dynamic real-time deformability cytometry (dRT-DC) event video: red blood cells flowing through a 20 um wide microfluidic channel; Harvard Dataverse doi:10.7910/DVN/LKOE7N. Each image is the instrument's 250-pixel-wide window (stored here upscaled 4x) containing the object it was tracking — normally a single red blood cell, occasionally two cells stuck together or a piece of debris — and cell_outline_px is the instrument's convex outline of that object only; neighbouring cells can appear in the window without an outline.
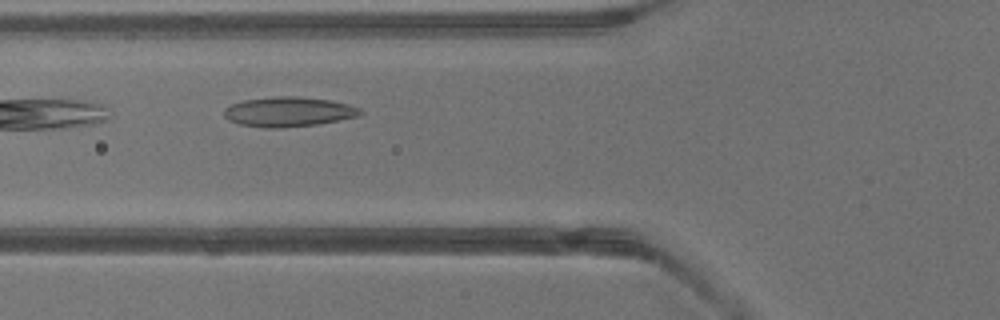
{"species": "common noctule bat (a hibernating species)", "species_latin": "Nyctalus noctula", "temperature_condition": "warm", "stored_images_in_passage": 4, "camera_frame_rate_fps": 3000, "um_per_image_px": 0.085, "animal": {"sex": "male", "body_mass_g": 13.3}, "frame": {"image": 1, "passage_image": 3, "time_ms": 0.667, "image_size_px": [1000, 320], "cell_outline_px": [[364, 112], [356, 116], [316, 124], [280, 128], [264, 128], [240, 124], [228, 120], [224, 116], [224, 108], [232, 104], [244, 100], [276, 96], [300, 96], [328, 100], [348, 104], [360, 108]], "centroid_in_image_um": [24.49, 9.5], "position_along_channel_um": 101.3, "area_um2": 23.47}}
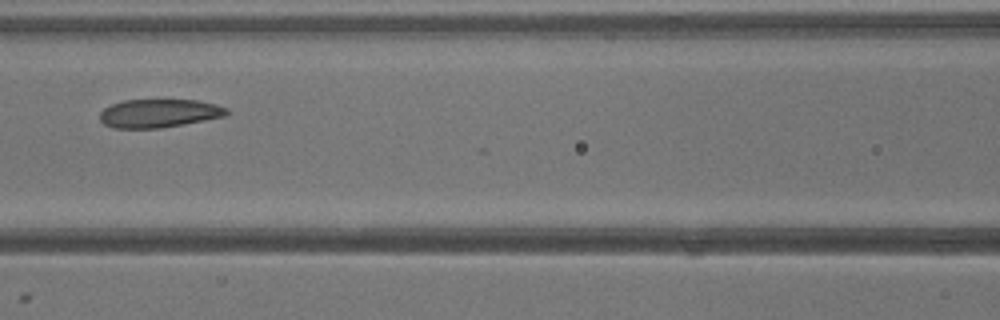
{"frame": {"image": 2, "passage_image": 4, "time_ms": 1.0, "image_size_px": [1000, 320], "cell_outline_px": [[228, 116], [184, 124], [160, 128], [112, 128], [104, 124], [100, 120], [100, 112], [104, 108], [112, 104], [124, 100], [200, 100], [216, 104], [228, 108]], "centroid_in_image_um": [13.54, 9.63], "position_along_channel_um": 153.1, "area_um2": 21.15}}